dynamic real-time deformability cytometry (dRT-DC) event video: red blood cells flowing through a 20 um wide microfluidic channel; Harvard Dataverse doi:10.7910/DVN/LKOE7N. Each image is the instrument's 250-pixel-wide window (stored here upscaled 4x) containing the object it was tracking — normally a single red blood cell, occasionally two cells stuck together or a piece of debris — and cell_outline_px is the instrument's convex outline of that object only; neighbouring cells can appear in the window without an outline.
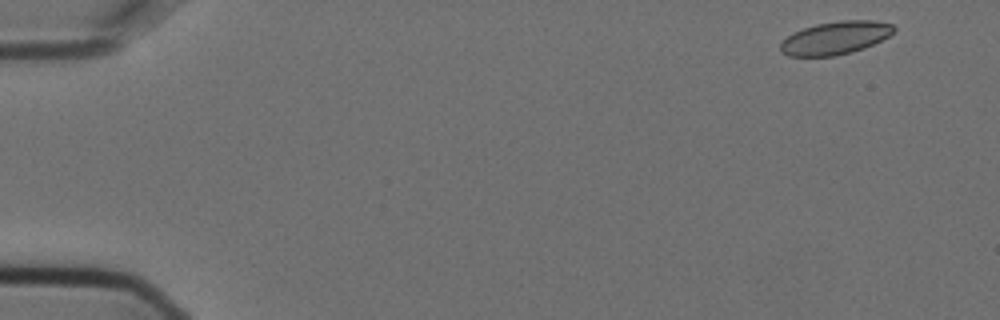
{"species": "Egyptian fruit bat (a non-hibernating species)", "species_latin": "Rousettus aegyptiacus", "temperature_condition": "cold", "stored_images_in_passage": 5, "camera_frame_rate_fps": 3000, "um_per_image_px": 0.085, "animal": {"sex": "female"}, "frame": {"image": 1, "passage_image": 1, "time_ms": 0.0, "image_size_px": [1000, 320], "cell_outline_px": [[896, 28], [888, 36], [864, 48], [852, 52], [836, 56], [788, 56], [780, 52], [780, 44], [792, 32], [816, 24], [840, 20], [872, 20], [892, 24]], "centroid_in_image_um": [70.98, 3.22], "position_along_channel_um": 14.0, "area_um2": 21.73}}
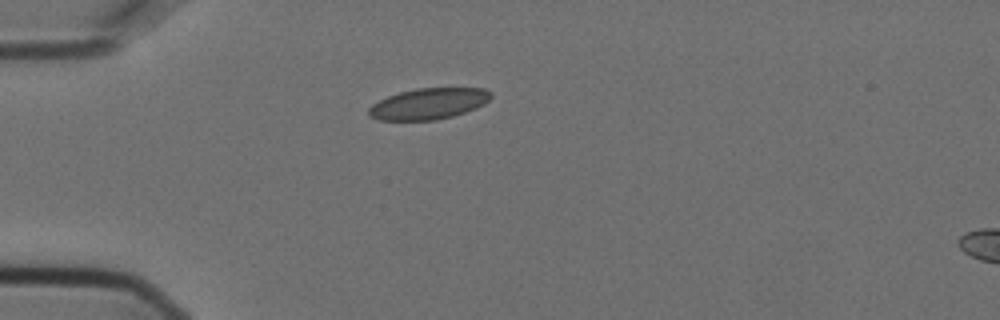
{"frame": {"image": 2, "passage_image": 3, "time_ms": 0.667, "image_size_px": [1000, 320], "cell_outline_px": [[492, 96], [484, 104], [476, 108], [452, 116], [436, 120], [380, 120], [368, 116], [368, 108], [372, 104], [388, 96], [400, 92], [416, 88], [484, 88], [492, 92]], "centroid_in_image_um": [36.43, 8.81], "position_along_channel_um": 48.6, "area_um2": 22.14}}
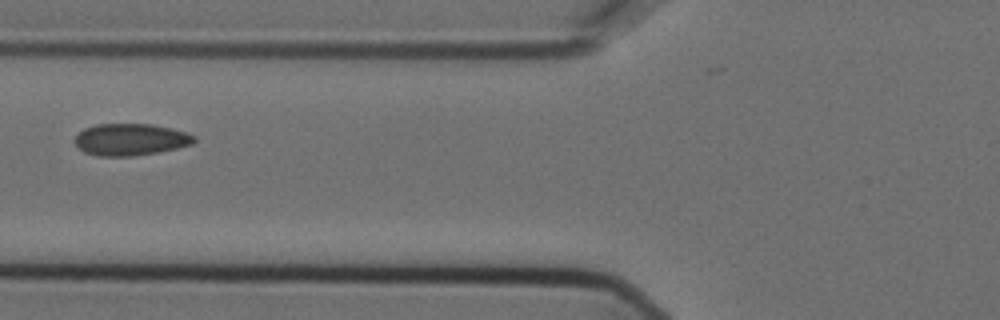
{"frame": {"image": 3, "passage_image": 5, "time_ms": 1.333, "image_size_px": [1000, 320], "cell_outline_px": [[196, 140], [192, 144], [176, 148], [156, 152], [132, 156], [100, 156], [84, 152], [72, 140], [84, 128], [96, 124], [152, 124], [172, 128], [188, 132], [196, 136]], "centroid_in_image_um": [11.11, 11.85], "position_along_channel_um": 114.7, "area_um2": 22.2}}